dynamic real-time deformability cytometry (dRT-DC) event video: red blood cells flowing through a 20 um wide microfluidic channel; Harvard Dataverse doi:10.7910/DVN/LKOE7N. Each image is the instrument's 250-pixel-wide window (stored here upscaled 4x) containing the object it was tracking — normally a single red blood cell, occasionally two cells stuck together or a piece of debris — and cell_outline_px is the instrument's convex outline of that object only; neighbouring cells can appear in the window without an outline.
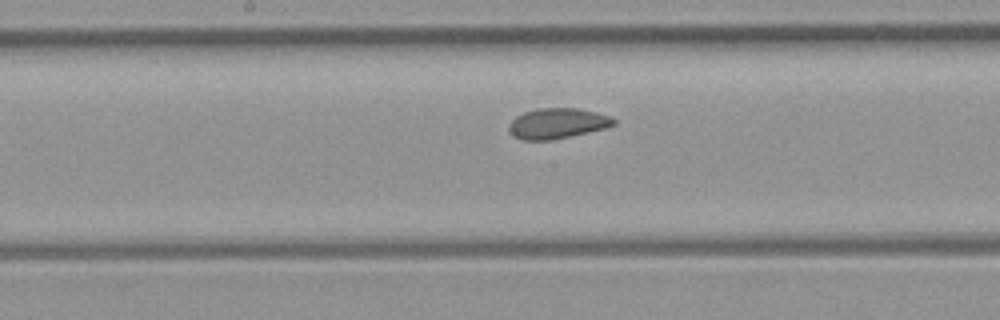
{"species": "common noctule bat (a hibernating species)", "species_latin": "Nyctalus noctula", "temperature_condition": "room temperature", "stored_images_in_passage": 7, "camera_frame_rate_fps": 3000, "um_per_image_px": 0.085, "animal": {"sex": "female", "body_mass_g": 21.9}, "frame": {"image": 1, "passage_image": 6, "time_ms": 5.667, "image_size_px": [1000, 320], "cell_outline_px": [[616, 124], [608, 128], [572, 136], [552, 140], [520, 140], [508, 128], [508, 124], [516, 116], [524, 112], [540, 108], [580, 108], [596, 112], [608, 116], [616, 120]], "centroid_in_image_um": [47.41, 10.49], "position_along_channel_um": 200.8, "area_um2": 18.67}}